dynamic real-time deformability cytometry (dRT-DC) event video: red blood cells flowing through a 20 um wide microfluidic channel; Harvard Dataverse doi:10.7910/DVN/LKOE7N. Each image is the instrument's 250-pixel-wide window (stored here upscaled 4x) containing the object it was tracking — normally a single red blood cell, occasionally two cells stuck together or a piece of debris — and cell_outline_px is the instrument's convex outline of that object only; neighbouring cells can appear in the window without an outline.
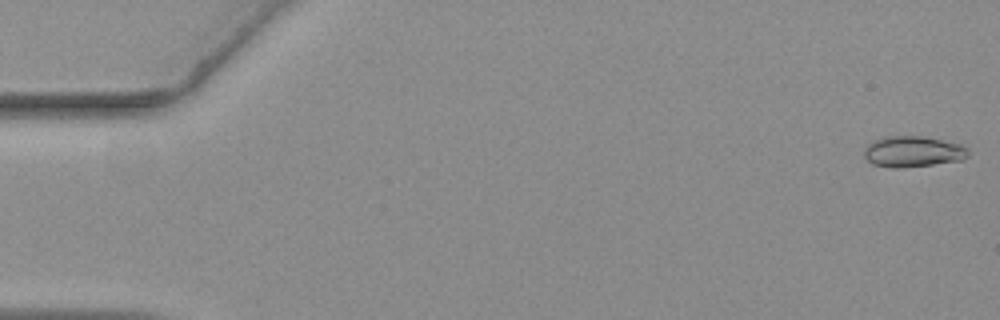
{"species": "common noctule bat (a hibernating species)", "species_latin": "Nyctalus noctula", "temperature_condition": "warm", "stored_images_in_passage": 56, "camera_frame_rate_fps": 3000, "um_per_image_px": 0.085, "animal": {"sex": "female", "body_mass_g": 19.3, "forearm_length_mm": 54.1}, "frame": {"image": 1, "passage_image": 1, "time_ms": 0.0, "image_size_px": [1000, 320], "cell_outline_px": [[968, 156], [960, 160], [904, 168], [892, 168], [872, 164], [864, 156], [864, 152], [868, 144], [872, 140], [884, 136], [924, 136], [964, 144], [968, 148]], "centroid_in_image_um": [77.6, 12.87], "position_along_channel_um": 7.4, "area_um2": 18.96}}
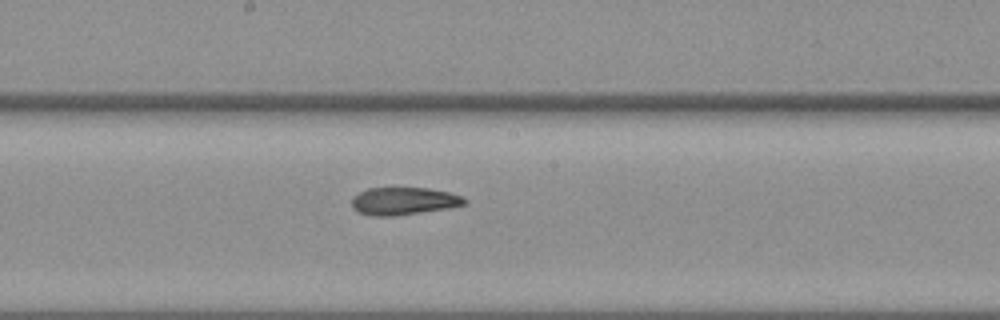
{"frame": {"image": 2, "passage_image": 30, "time_ms": 9.667, "image_size_px": [1000, 320], "cell_outline_px": [[468, 200], [464, 204], [448, 208], [392, 216], [372, 216], [356, 212], [352, 208], [352, 196], [368, 188], [428, 188], [448, 192], [464, 196]], "centroid_in_image_um": [34.29, 17.09], "position_along_channel_um": 213.9, "area_um2": 18.15}}
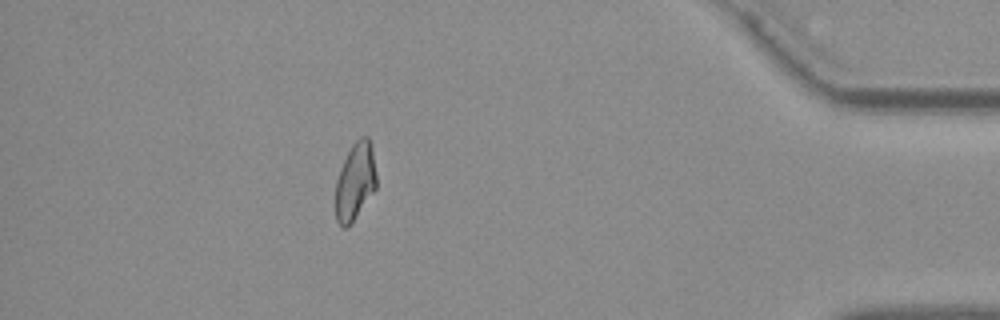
{"frame": {"image": 3, "passage_image": 50, "time_ms": 16.333, "image_size_px": [1000, 320], "cell_outline_px": [[376, 188], [352, 224], [348, 228], [344, 228], [336, 220], [336, 180], [340, 168], [352, 144], [360, 136], [368, 136], [372, 144], [376, 176]], "centroid_in_image_um": [30.2, 15.43], "position_along_channel_um": 405.0, "area_um2": 18.61}, "authors_computed_cell_mechanics": {"area_um2": 18.8428, "velocity_mm_per_s": 3.619, "shape_relaxation_time_tau1_ms": null, "shape_relaxation_time_tau2_ms": 4.0078, "deformation_change_tau1": null, "deformation_change_tau2": 0.1073}}